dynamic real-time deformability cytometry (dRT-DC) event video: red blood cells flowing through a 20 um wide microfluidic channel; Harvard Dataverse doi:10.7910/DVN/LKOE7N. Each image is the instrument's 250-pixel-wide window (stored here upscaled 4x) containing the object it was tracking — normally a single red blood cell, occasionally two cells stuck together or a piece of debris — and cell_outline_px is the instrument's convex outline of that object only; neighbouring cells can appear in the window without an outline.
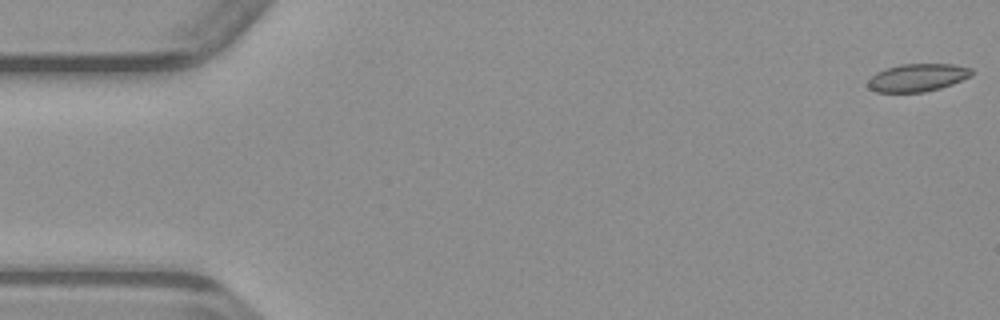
{"species": "common noctule bat (a hibernating species)", "species_latin": "Nyctalus noctula", "temperature_condition": "warm", "stored_images_in_passage": 49, "camera_frame_rate_fps": 3000, "um_per_image_px": 0.085, "animal": {"sex": "male", "body_mass_g": 23.1, "forearm_length_mm": 52.7}, "frame": {"image": 1, "passage_image": 1, "time_ms": 0.0, "image_size_px": [1000, 320], "cell_outline_px": [[972, 76], [952, 84], [940, 88], [924, 92], [876, 92], [868, 88], [868, 80], [876, 72], [900, 64], [952, 64], [972, 68]], "centroid_in_image_um": [77.99, 6.6], "position_along_channel_um": 7.0, "area_um2": 16.76}}
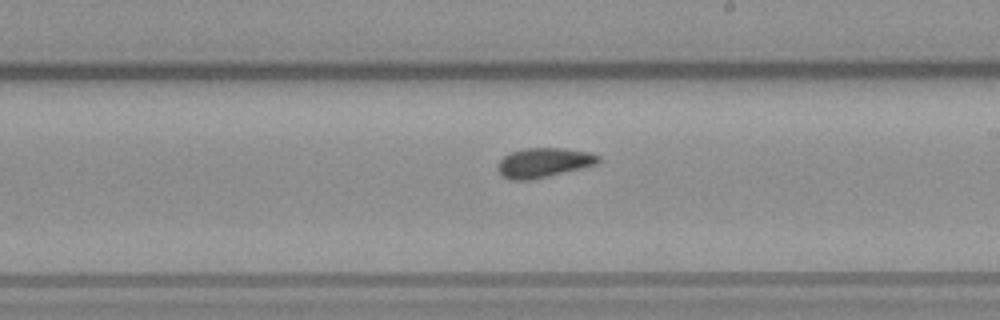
{"frame": {"image": 2, "passage_image": 28, "time_ms": 9.0, "image_size_px": [1000, 320], "cell_outline_px": [[600, 160], [596, 164], [532, 180], [512, 180], [500, 176], [496, 168], [496, 164], [504, 156], [512, 152], [524, 148], [560, 148], [592, 152], [600, 156]], "centroid_in_image_um": [46.17, 13.83], "position_along_channel_um": 242.8, "area_um2": 17.4}}
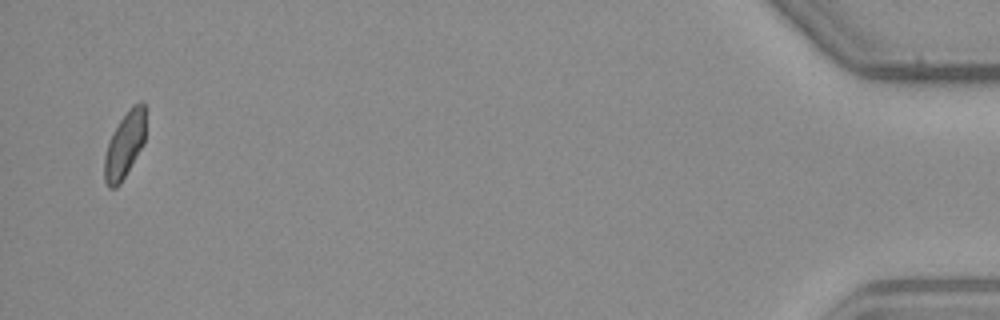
{"frame": {"image": 3, "passage_image": 48, "time_ms": 15.667, "image_size_px": [1000, 320], "cell_outline_px": [[144, 144], [120, 184], [116, 188], [108, 188], [104, 180], [104, 156], [112, 132], [128, 108], [132, 104], [140, 100], [144, 104]], "centroid_in_image_um": [10.58, 12.33], "position_along_channel_um": 424.6, "area_um2": 15.9}}